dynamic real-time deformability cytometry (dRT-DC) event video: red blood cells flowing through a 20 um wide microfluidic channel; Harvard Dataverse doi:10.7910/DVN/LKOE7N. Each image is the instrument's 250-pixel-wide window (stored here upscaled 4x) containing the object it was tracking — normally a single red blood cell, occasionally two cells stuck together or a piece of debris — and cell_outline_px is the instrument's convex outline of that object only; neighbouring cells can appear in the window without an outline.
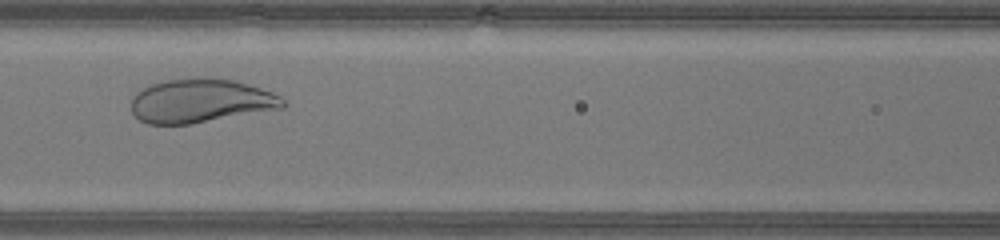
{"species": "human", "species_latin": "Homo sapiens", "temperature_condition": "warm", "stored_images_in_passage": 30, "camera_frame_rate_fps": 3000, "um_per_image_px": 0.085, "donor": {"sex": "male"}, "frame": {"image": 1, "passage_image": 13, "time_ms": 4.0, "image_size_px": [1000, 240], "cell_outline_px": [[288, 104], [284, 108], [188, 124], [148, 124], [140, 120], [132, 112], [132, 96], [140, 88], [148, 84], [164, 80], [236, 80], [272, 92], [280, 96]], "centroid_in_image_um": [17.05, 8.6], "position_along_channel_um": 149.6, "area_um2": 38.15}}